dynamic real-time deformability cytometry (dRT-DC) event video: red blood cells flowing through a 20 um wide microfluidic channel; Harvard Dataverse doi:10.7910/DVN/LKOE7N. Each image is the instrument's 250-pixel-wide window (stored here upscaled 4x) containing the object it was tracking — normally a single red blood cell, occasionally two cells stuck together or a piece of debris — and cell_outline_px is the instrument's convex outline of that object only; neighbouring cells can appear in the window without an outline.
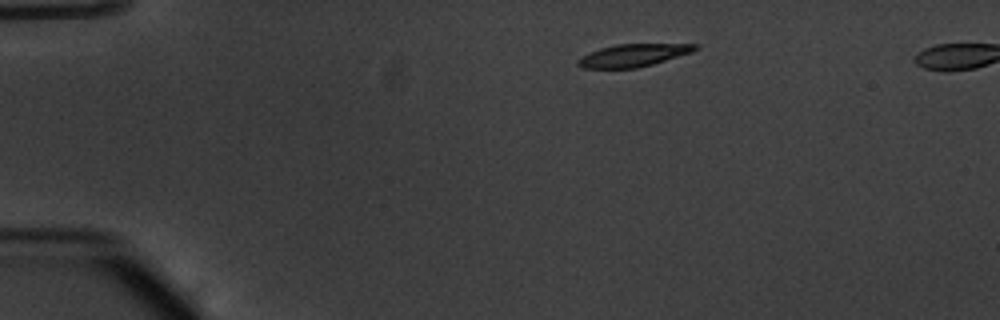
{"species": "common noctule bat (a hibernating species)", "species_latin": "Nyctalus noctula", "temperature_condition": "warm", "stored_images_in_passage": 45, "camera_frame_rate_fps": 3000, "um_per_image_px": 0.085, "animal": {"sex": "male", "body_mass_g": 20.1, "forearm_length_mm": 53.5}, "frame": {"image": 1, "passage_image": 1, "time_ms": 0.0, "image_size_px": [1000, 320], "cell_outline_px": [[700, 48], [692, 52], [652, 64], [636, 68], [580, 68], [576, 64], [576, 60], [600, 48], [616, 44], [700, 44]], "centroid_in_image_um": [53.84, 4.7], "position_along_channel_um": 31.2, "area_um2": 15.32}}
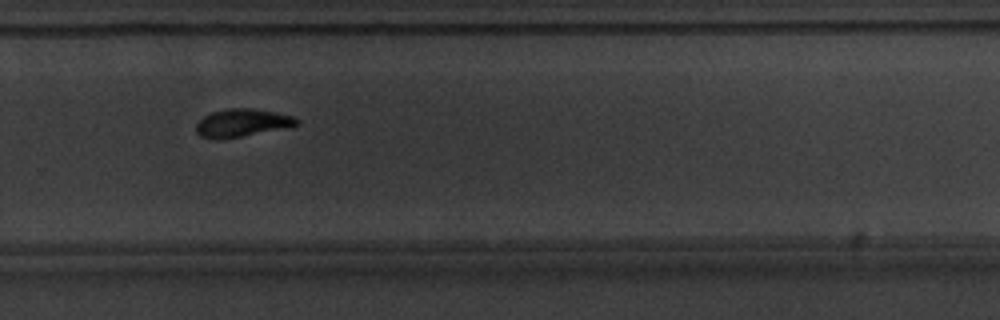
{"frame": {"image": 2, "passage_image": 28, "time_ms": 9.0, "image_size_px": [1000, 320], "cell_outline_px": [[300, 124], [292, 128], [220, 140], [216, 140], [200, 136], [196, 132], [196, 124], [204, 116], [212, 112], [228, 108], [252, 108], [276, 112], [292, 116], [300, 120]], "centroid_in_image_um": [20.63, 10.46], "position_along_channel_um": 309.2, "area_um2": 16.82}}
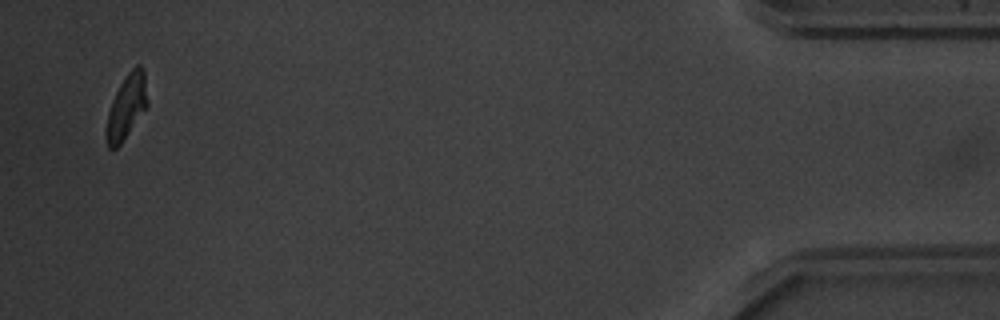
{"frame": {"image": 3, "passage_image": 43, "time_ms": 14.0, "image_size_px": [1000, 320], "cell_outline_px": [[148, 104], [120, 144], [116, 148], [108, 148], [104, 136], [104, 132], [108, 112], [112, 100], [120, 84], [128, 72], [136, 64], [140, 64], [144, 68], [148, 100]], "centroid_in_image_um": [10.73, 9.05], "position_along_channel_um": 424.5, "area_um2": 15.43}, "authors_computed_cell_mechanics": {"area_um2": 16.7042, "velocity_mm_per_s": 3.8029, "shape_relaxation_time_tau1_ms": 3.073, "shape_relaxation_time_tau2_ms": 4.7368, "deformation_change_tau1": 0.1532, "deformation_change_tau2": 0.0994}}